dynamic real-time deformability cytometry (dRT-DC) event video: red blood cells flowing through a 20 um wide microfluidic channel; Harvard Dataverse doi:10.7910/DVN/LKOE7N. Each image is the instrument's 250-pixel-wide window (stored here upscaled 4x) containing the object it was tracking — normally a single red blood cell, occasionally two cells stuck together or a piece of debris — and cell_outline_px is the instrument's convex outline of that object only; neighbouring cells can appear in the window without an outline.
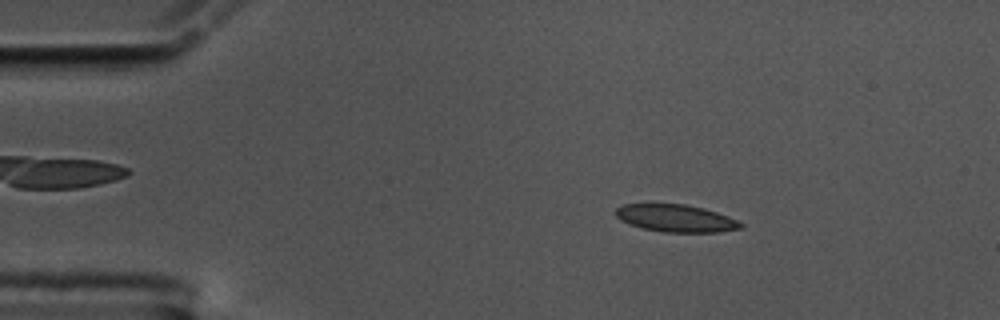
{"species": "common noctule bat (a hibernating species)", "species_latin": "Nyctalus noctula", "temperature_condition": "cold", "stored_images_in_passage": 56, "camera_frame_rate_fps": 3000, "um_per_image_px": 0.085, "animal": {"sex": "male", "body_mass_g": 17.5, "forearm_length_mm": 52.3}, "frame": {"image": 1, "passage_image": 9, "time_ms": 2.667, "image_size_px": [1000, 320], "cell_outline_px": [[744, 228], [716, 232], [664, 232], [644, 228], [628, 224], [620, 220], [616, 216], [616, 208], [624, 204], [684, 204], [704, 208], [728, 216], [744, 224]], "centroid_in_image_um": [57.46, 18.55], "position_along_channel_um": 27.5, "area_um2": 19.88}}
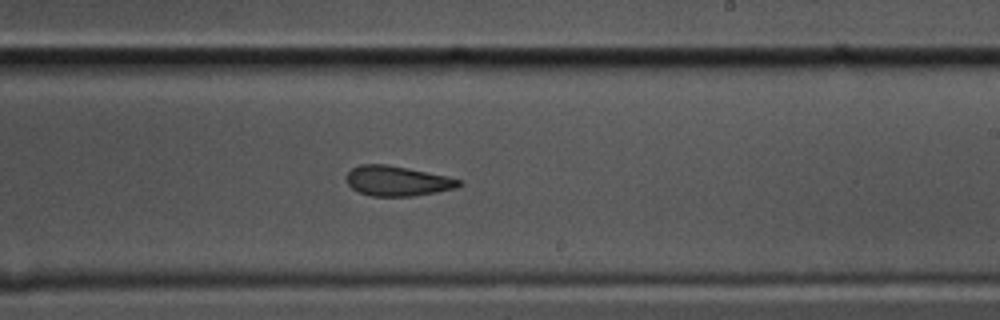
{"frame": {"image": 2, "passage_image": 33, "time_ms": 10.667, "image_size_px": [1000, 320], "cell_outline_px": [[464, 184], [456, 188], [436, 192], [412, 196], [372, 196], [360, 192], [352, 188], [348, 184], [348, 172], [352, 168], [360, 164], [388, 164], [408, 168], [464, 180]], "centroid_in_image_um": [33.81, 15.38], "position_along_channel_um": 255.2, "area_um2": 19.59}}
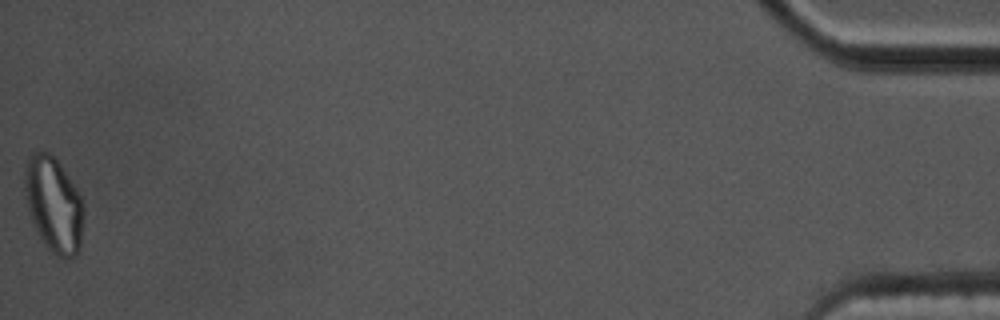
{"frame": {"image": 3, "passage_image": 56, "time_ms": 18.333, "image_size_px": [1000, 320], "cell_outline_px": [[84, 216], [80, 248], [76, 256], [68, 260], [64, 260], [52, 252], [44, 244], [32, 220], [28, 208], [24, 188], [24, 160], [36, 148], [48, 152], [60, 164], [76, 188], [84, 204]], "centroid_in_image_um": [4.56, 17.36], "position_along_channel_um": 430.6, "area_um2": 33.23}, "authors_computed_cell_mechanics": {"area_um2": 20.4901, "velocity_mm_per_s": 3.5654, "shape_relaxation_time_tau1_ms": null, "shape_relaxation_time_tau2_ms": 1.4514, "deformation_change_tau1": null, "deformation_change_tau2": 0.0602}}